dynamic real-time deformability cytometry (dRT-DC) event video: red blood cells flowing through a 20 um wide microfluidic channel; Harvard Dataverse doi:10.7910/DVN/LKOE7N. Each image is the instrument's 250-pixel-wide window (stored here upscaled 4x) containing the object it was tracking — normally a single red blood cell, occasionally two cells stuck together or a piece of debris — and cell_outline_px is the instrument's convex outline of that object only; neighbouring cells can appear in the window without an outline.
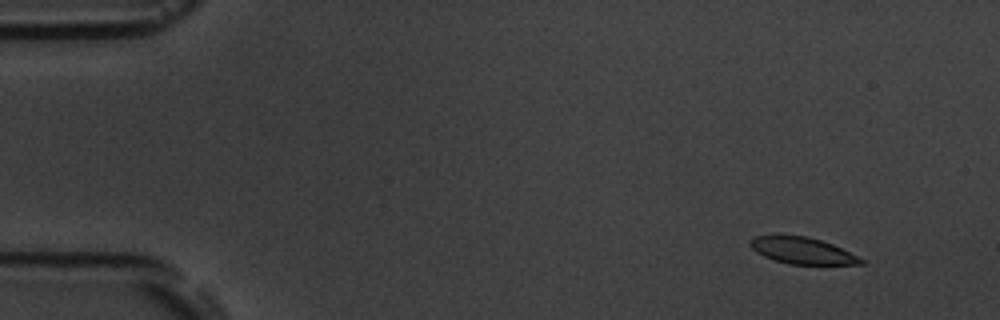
{"species": "common noctule bat (a hibernating species)", "species_latin": "Nyctalus noctula", "temperature_condition": "room temperature", "stored_images_in_passage": 7, "camera_frame_rate_fps": 3000, "um_per_image_px": 0.085, "animal": {"sex": "male", "body_mass_g": 19.5, "forearm_length_mm": 54.6}, "frame": {"image": 1, "passage_image": 2, "time_ms": 1.333, "image_size_px": [1000, 320], "cell_outline_px": [[864, 264], [788, 264], [764, 256], [756, 252], [748, 244], [748, 240], [752, 236], [808, 236], [832, 244], [864, 260]], "centroid_in_image_um": [68.14, 21.3], "position_along_channel_um": 16.9, "area_um2": 16.82}}
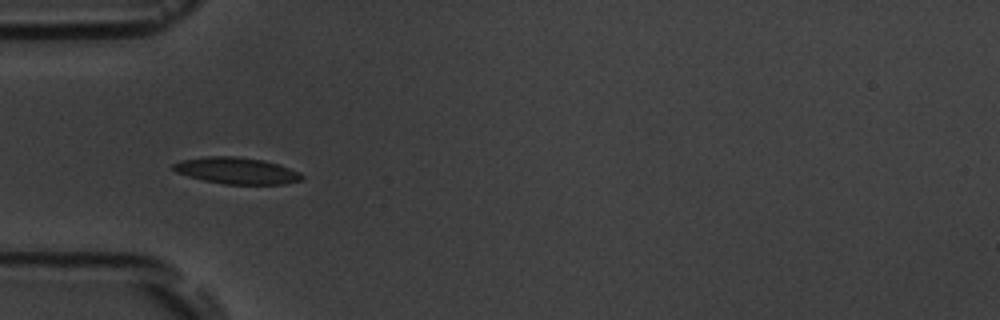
{"frame": {"image": 2, "passage_image": 6, "time_ms": 5.667, "image_size_px": [1000, 320], "cell_outline_px": [[304, 180], [284, 184], [224, 184], [204, 180], [188, 176], [176, 172], [172, 168], [172, 164], [180, 160], [204, 156], [236, 156], [264, 160], [300, 172], [304, 176]], "centroid_in_image_um": [20.1, 14.5], "position_along_channel_um": 64.9, "area_um2": 19.94}}
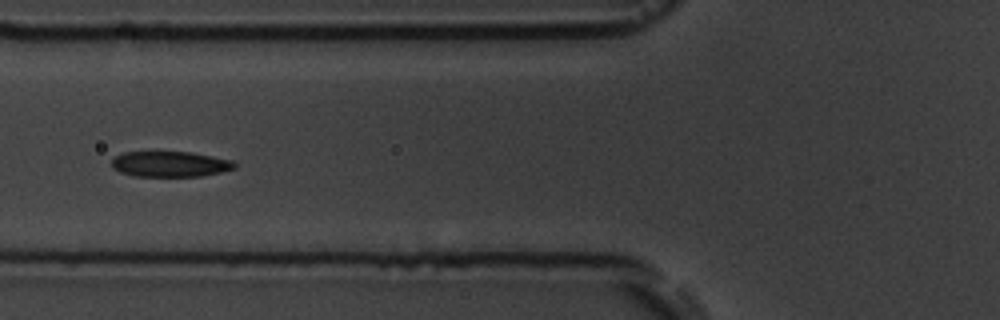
{"frame": {"image": 3, "passage_image": 7, "time_ms": 7.0, "image_size_px": [1000, 320], "cell_outline_px": [[236, 168], [220, 172], [200, 176], [132, 176], [120, 172], [112, 168], [112, 160], [116, 156], [124, 152], [192, 152], [232, 160], [236, 164]], "centroid_in_image_um": [14.45, 13.95], "position_along_channel_um": 111.3, "area_um2": 18.26}}